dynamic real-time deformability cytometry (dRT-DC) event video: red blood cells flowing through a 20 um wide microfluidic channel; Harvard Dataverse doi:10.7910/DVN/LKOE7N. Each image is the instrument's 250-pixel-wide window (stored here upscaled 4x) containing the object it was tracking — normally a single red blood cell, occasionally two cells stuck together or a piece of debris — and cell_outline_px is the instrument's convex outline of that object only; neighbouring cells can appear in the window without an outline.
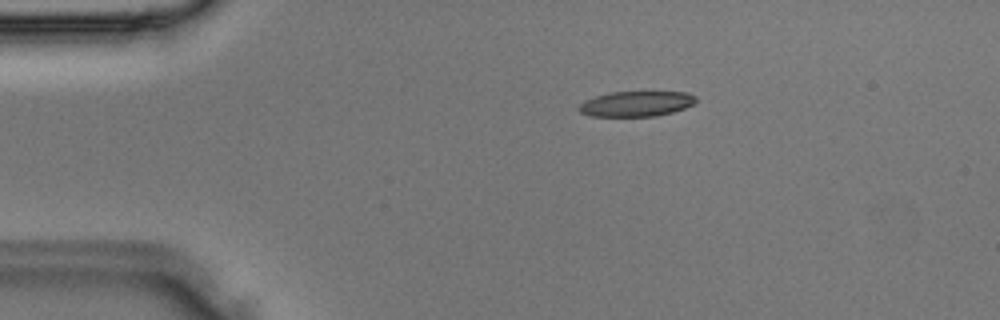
{"species": "Egyptian fruit bat (a non-hibernating species)", "species_latin": "Rousettus aegyptiacus", "temperature_condition": "room temperature", "stored_images_in_passage": 4, "camera_frame_rate_fps": 3000, "um_per_image_px": 0.085, "animal": {"sex": "male"}, "frame": {"image": 1, "passage_image": 2, "time_ms": 0.333, "image_size_px": [1000, 320], "cell_outline_px": [[696, 100], [692, 104], [684, 108], [672, 112], [656, 116], [592, 116], [580, 112], [576, 108], [580, 104], [596, 96], [612, 92], [688, 92], [696, 96]], "centroid_in_image_um": [54.09, 8.82], "position_along_channel_um": 30.9, "area_um2": 17.05}}